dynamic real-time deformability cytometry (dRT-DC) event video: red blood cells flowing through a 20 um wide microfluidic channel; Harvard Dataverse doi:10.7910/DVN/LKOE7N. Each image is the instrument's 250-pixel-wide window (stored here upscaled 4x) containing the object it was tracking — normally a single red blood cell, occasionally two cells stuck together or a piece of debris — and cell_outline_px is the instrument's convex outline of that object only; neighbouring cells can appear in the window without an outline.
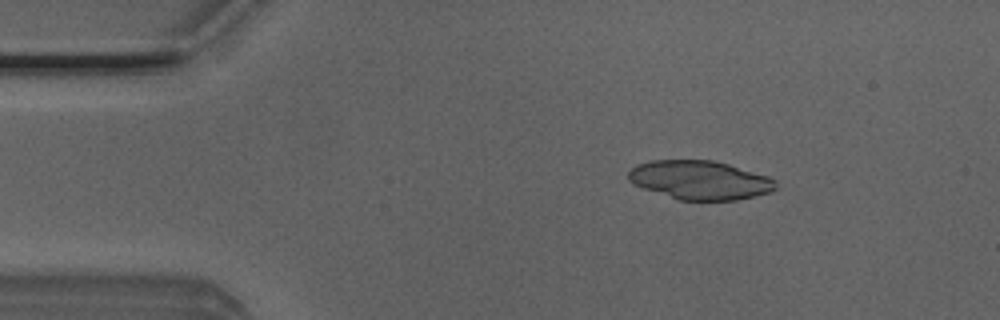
{"species": "Egyptian fruit bat (a non-hibernating species)", "species_latin": "Rousettus aegyptiacus", "temperature_condition": "room temperature", "stored_images_in_passage": 49, "camera_frame_rate_fps": 3000, "um_per_image_px": 0.085, "animal": {"sex": "male"}, "frame": {"image": 1, "passage_image": 7, "time_ms": 2.0, "image_size_px": [1000, 320], "cell_outline_px": [[776, 188], [772, 192], [756, 196], [736, 200], [676, 200], [632, 184], [628, 180], [628, 172], [636, 164], [652, 160], [712, 160], [728, 164], [768, 176], [776, 180]], "centroid_in_image_um": [59.48, 15.31], "position_along_channel_um": 25.5, "area_um2": 33.58}}